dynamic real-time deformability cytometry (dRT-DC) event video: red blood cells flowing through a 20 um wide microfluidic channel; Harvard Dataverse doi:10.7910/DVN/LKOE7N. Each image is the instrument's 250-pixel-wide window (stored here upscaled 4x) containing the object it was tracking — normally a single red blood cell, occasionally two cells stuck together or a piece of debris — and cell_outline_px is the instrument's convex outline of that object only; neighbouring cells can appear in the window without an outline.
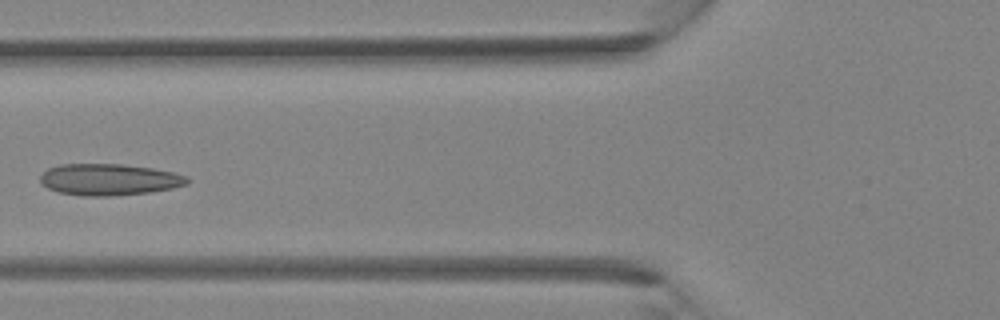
{"species": "Egyptian fruit bat (a non-hibernating species)", "species_latin": "Rousettus aegyptiacus", "temperature_condition": "room temperature", "stored_images_in_passage": 4, "camera_frame_rate_fps": 3000, "um_per_image_px": 0.085, "animal": {"sex": "female"}, "frame": {"image": 1, "passage_image": 4, "time_ms": 3.333, "image_size_px": [1000, 320], "cell_outline_px": [[188, 184], [172, 188], [152, 192], [112, 196], [84, 196], [60, 192], [48, 188], [40, 184], [40, 176], [48, 168], [60, 164], [124, 164], [152, 168], [172, 172], [188, 176]], "centroid_in_image_um": [9.27, 15.26], "position_along_channel_um": 116.5, "area_um2": 27.11}}